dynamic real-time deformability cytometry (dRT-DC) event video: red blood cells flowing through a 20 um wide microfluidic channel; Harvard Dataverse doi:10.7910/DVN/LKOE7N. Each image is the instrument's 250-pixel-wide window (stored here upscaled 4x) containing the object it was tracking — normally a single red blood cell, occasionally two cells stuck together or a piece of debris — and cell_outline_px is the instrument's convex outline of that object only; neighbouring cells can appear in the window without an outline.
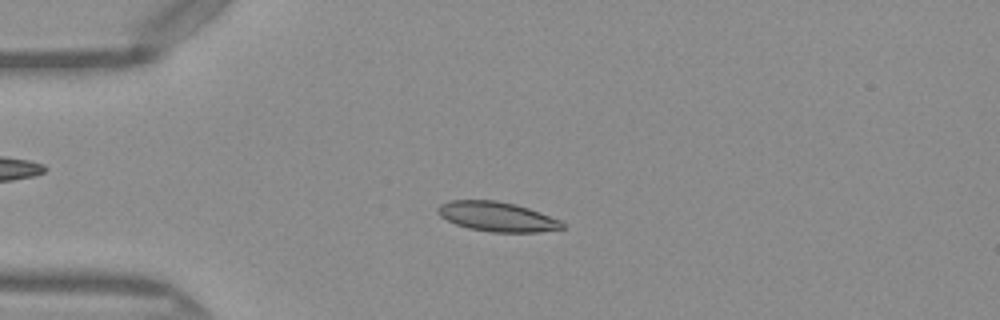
{"species": "Egyptian fruit bat (a non-hibernating species)", "species_latin": "Rousettus aegyptiacus", "temperature_condition": "warm", "stored_images_in_passage": 47, "camera_frame_rate_fps": 3000, "um_per_image_px": 0.085, "frame": {"image": 1, "passage_image": 10, "time_ms": 3.0, "image_size_px": [1000, 320], "cell_outline_px": [[564, 228], [536, 232], [492, 232], [468, 228], [456, 224], [440, 216], [436, 212], [436, 208], [440, 204], [448, 200], [496, 200], [516, 204], [528, 208], [560, 220], [564, 224]], "centroid_in_image_um": [42.21, 18.4], "position_along_channel_um": 42.8, "area_um2": 21.44}}
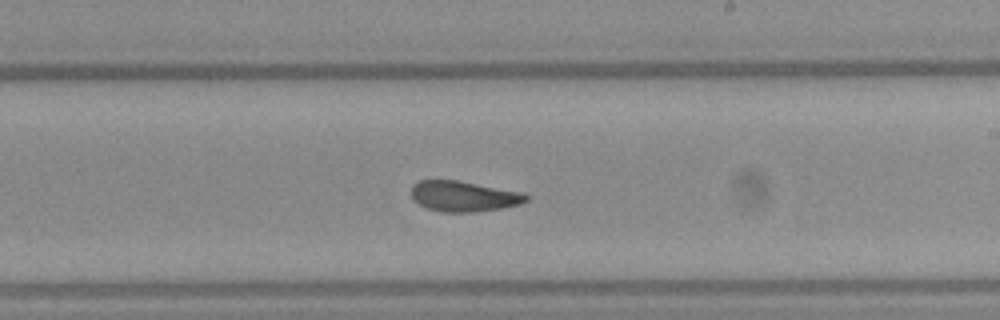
{"frame": {"image": 2, "passage_image": 27, "time_ms": 8.667, "image_size_px": [1000, 320], "cell_outline_px": [[528, 200], [520, 204], [500, 208], [476, 212], [444, 212], [428, 208], [412, 200], [412, 184], [420, 180], [456, 180], [520, 192], [528, 196]], "centroid_in_image_um": [39.38, 16.68], "position_along_channel_um": 249.6, "area_um2": 20.17}}
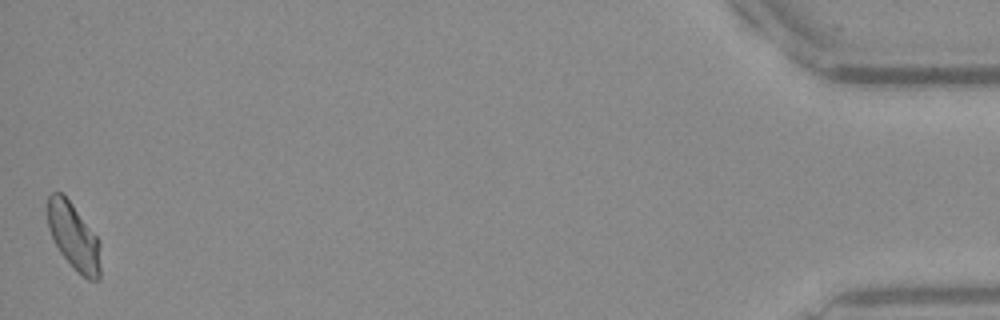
{"frame": {"image": 3, "passage_image": 47, "time_ms": 15.333, "image_size_px": [1000, 320], "cell_outline_px": [[100, 280], [88, 280], [76, 272], [60, 252], [48, 228], [48, 196], [52, 192], [60, 192], [72, 204], [100, 240]], "centroid_in_image_um": [6.29, 20.15], "position_along_channel_um": 428.9, "area_um2": 20.52}, "authors_computed_cell_mechanics": {"area_um2": 20.9236, "velocity_mm_per_s": 4.089, "shape_relaxation_time_tau1_ms": 4.3612, "shape_relaxation_time_tau2_ms": 1.3114, "deformation_change_tau1": 0.1555, "deformation_change_tau2": 0.0865}}